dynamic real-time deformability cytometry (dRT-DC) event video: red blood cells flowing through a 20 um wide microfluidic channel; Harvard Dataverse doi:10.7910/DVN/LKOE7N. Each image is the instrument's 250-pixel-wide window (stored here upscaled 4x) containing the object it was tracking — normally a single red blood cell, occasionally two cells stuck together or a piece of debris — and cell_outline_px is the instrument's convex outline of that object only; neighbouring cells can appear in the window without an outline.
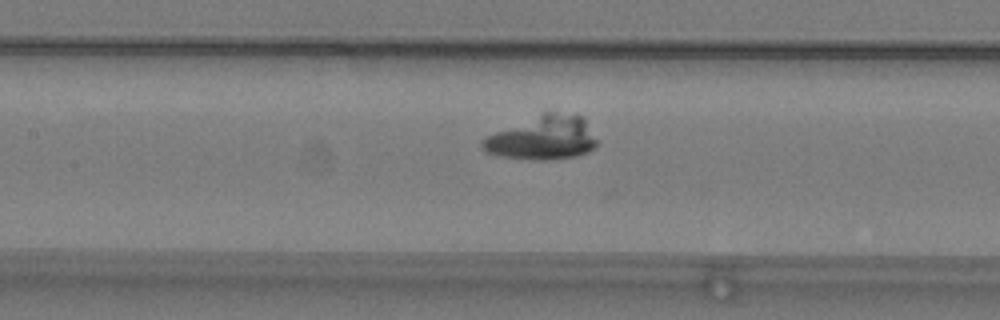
{"species": "common noctule bat (a hibernating species)", "species_latin": "Nyctalus noctula", "temperature_condition": "warm", "stored_images_in_passage": 48, "camera_frame_rate_fps": 3000, "um_per_image_px": 0.085, "animal": {"sex": "male", "body_mass_g": 19.2, "forearm_length_mm": 51.8}, "frame": {"image": 1, "passage_image": 26, "time_ms": 8.333, "image_size_px": [1000, 320], "cell_outline_px": [[596, 144], [588, 152], [576, 156], [548, 160], [540, 160], [500, 156], [488, 152], [480, 144], [480, 140], [484, 136], [544, 112], [556, 112], [580, 116], [584, 120], [596, 140]], "centroid_in_image_um": [46.08, 11.73], "position_along_channel_um": 161.3, "area_um2": 28.78}}
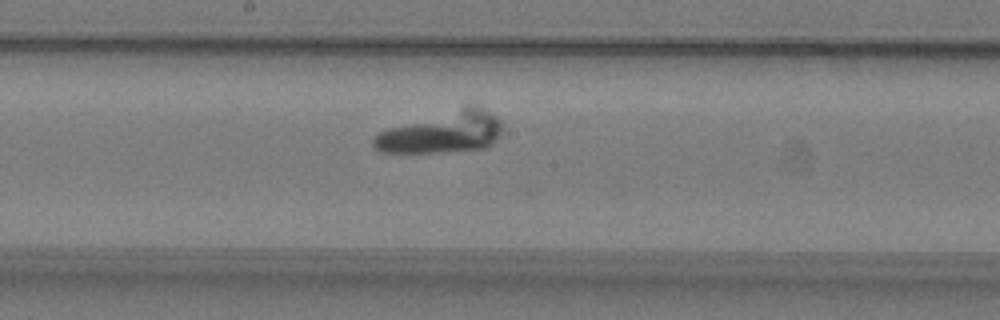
{"frame": {"image": 2, "passage_image": 30, "time_ms": 9.667, "image_size_px": [1000, 320], "cell_outline_px": [[504, 132], [496, 140], [484, 148], [436, 152], [380, 152], [372, 144], [372, 136], [376, 132], [388, 128], [464, 104], [476, 104], [496, 116], [504, 124]], "centroid_in_image_um": [37.61, 11.2], "position_along_channel_um": 210.6, "area_um2": 31.73}}
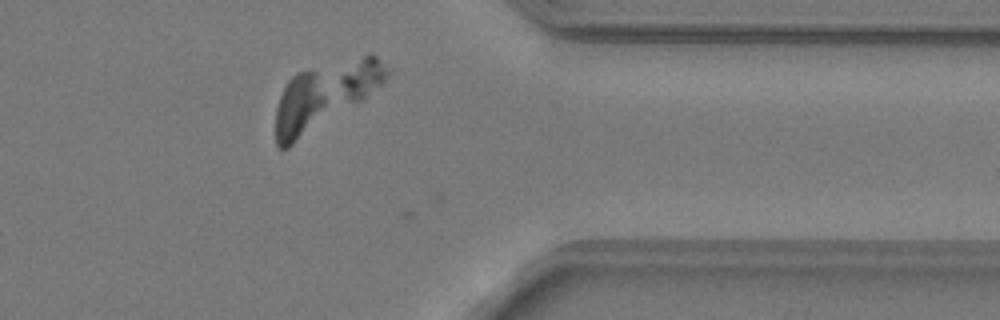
{"frame": {"image": 3, "passage_image": 45, "time_ms": 14.667, "image_size_px": [1000, 320], "cell_outline_px": [[324, 104], [292, 144], [288, 148], [280, 148], [276, 144], [276, 108], [280, 96], [288, 80], [296, 72], [312, 68], [316, 72], [324, 96]], "centroid_in_image_um": [25.3, 9.03], "position_along_channel_um": 386.1, "area_um2": 18.26}}